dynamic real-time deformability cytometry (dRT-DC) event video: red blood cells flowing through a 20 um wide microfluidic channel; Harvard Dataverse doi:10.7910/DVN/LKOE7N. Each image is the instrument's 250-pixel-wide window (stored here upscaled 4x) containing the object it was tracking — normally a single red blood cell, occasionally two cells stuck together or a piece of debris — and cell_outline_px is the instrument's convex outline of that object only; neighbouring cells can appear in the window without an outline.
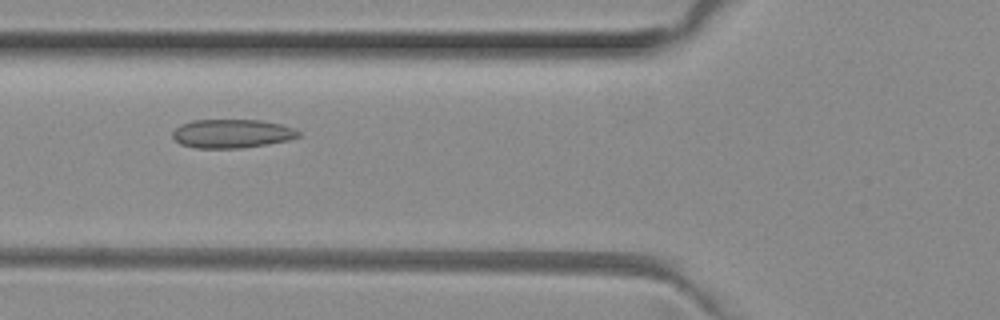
{"species": "common noctule bat (a hibernating species)", "species_latin": "Nyctalus noctula", "temperature_condition": "room temperature", "stored_images_in_passage": 51, "camera_frame_rate_fps": 3000, "um_per_image_px": 0.085, "animal": {"sex": "female", "body_mass_g": 29.2, "forearm_length_mm": 56.3}, "frame": {"image": 1, "passage_image": 19, "time_ms": 6.0, "image_size_px": [1000, 320], "cell_outline_px": [[300, 136], [288, 140], [268, 144], [240, 148], [196, 148], [180, 144], [172, 136], [172, 132], [180, 124], [192, 120], [260, 120], [280, 124], [292, 128], [300, 132]], "centroid_in_image_um": [19.69, 11.36], "position_along_channel_um": 106.1, "area_um2": 21.04}}
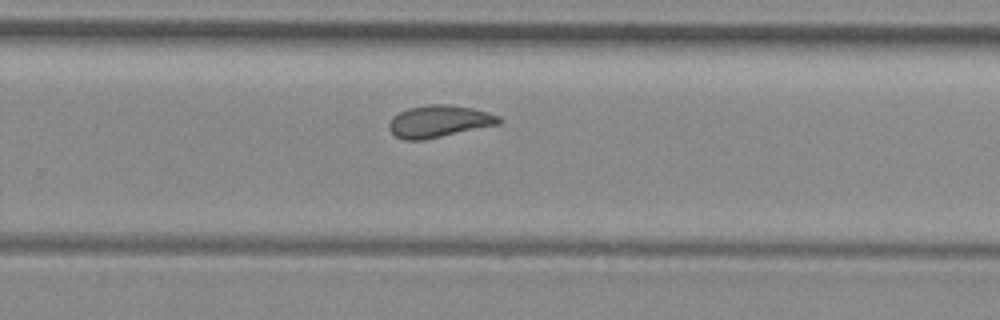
{"frame": {"image": 2, "passage_image": 33, "time_ms": 10.667, "image_size_px": [1000, 320], "cell_outline_px": [[504, 120], [500, 124], [424, 140], [404, 140], [396, 136], [388, 128], [388, 124], [392, 116], [408, 108], [428, 104], [448, 104], [472, 108], [488, 112], [500, 116]], "centroid_in_image_um": [37.33, 10.31], "position_along_channel_um": 292.5, "area_um2": 20.69}}
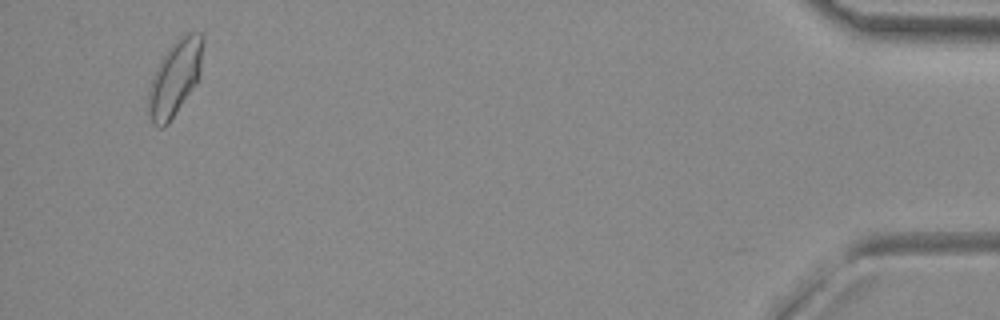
{"frame": {"image": 3, "passage_image": 49, "time_ms": 16.0, "image_size_px": [1000, 320], "cell_outline_px": [[204, 40], [200, 72], [196, 84], [168, 124], [164, 128], [160, 128], [152, 124], [148, 108], [148, 88], [156, 68], [160, 60], [168, 48], [180, 36], [192, 28], [200, 32], [204, 36]], "centroid_in_image_um": [14.89, 6.57], "position_along_channel_um": 420.3, "area_um2": 24.28}, "authors_computed_cell_mechanics": {"area_um2": 21.097, "velocity_mm_per_s": 4.0001, "shape_relaxation_time_tau1_ms": null, "shape_relaxation_time_tau2_ms": 1.3228, "deformation_change_tau1": null, "deformation_change_tau2": 0.0675}}